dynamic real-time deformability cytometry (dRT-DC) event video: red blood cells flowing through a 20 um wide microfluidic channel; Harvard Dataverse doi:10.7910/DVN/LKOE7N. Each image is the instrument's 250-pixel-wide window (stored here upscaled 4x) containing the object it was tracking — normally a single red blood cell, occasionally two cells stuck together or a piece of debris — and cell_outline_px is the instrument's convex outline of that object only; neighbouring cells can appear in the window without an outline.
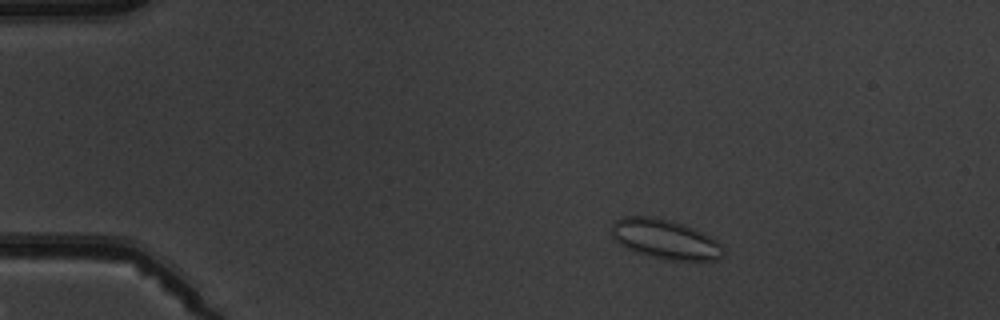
{"species": "common noctule bat (a hibernating species)", "species_latin": "Nyctalus noctula", "temperature_condition": "warm", "stored_images_in_passage": 5, "camera_frame_rate_fps": 3000, "um_per_image_px": 0.085, "animal": {"sex": "male", "body_mass_g": 19.5, "forearm_length_mm": 54.6}, "frame": {"image": 1, "passage_image": 3, "time_ms": 2.333, "image_size_px": [1000, 320], "cell_outline_px": [[724, 252], [720, 260], [660, 260], [636, 252], [620, 244], [612, 236], [612, 224], [616, 220], [624, 216], [652, 216], [672, 220], [704, 232], [716, 240], [724, 248]], "centroid_in_image_um": [56.56, 20.33], "position_along_channel_um": 28.4, "area_um2": 26.01}}